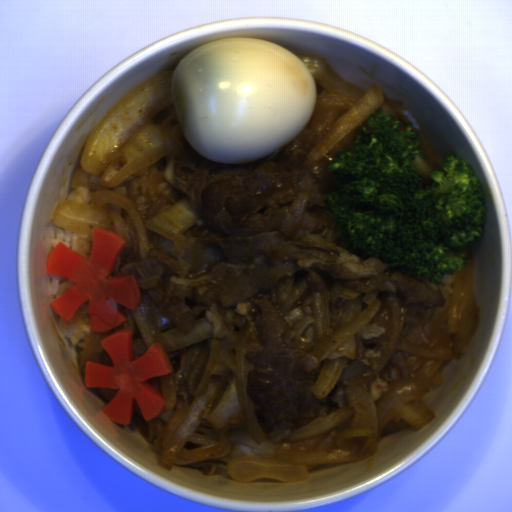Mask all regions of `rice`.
Masks as SVG:
<instances>
[{
  "label": "rice",
  "instance_id": "023b6e5f",
  "mask_svg": "<svg viewBox=\"0 0 512 512\" xmlns=\"http://www.w3.org/2000/svg\"><path fill=\"white\" fill-rule=\"evenodd\" d=\"M59 243H63L67 247L75 250L86 259L91 256L92 245L88 235L59 227L56 228L55 238L52 240L53 249Z\"/></svg>",
  "mask_w": 512,
  "mask_h": 512
},
{
  "label": "rice",
  "instance_id": "acb35da6",
  "mask_svg": "<svg viewBox=\"0 0 512 512\" xmlns=\"http://www.w3.org/2000/svg\"><path fill=\"white\" fill-rule=\"evenodd\" d=\"M93 199V193L85 186L71 187L67 195V201L72 200L83 204H89Z\"/></svg>",
  "mask_w": 512,
  "mask_h": 512
},
{
  "label": "rice",
  "instance_id": "652b925c",
  "mask_svg": "<svg viewBox=\"0 0 512 512\" xmlns=\"http://www.w3.org/2000/svg\"><path fill=\"white\" fill-rule=\"evenodd\" d=\"M60 330L75 345L87 337L91 331L89 302H85L70 321L61 316L58 319Z\"/></svg>",
  "mask_w": 512,
  "mask_h": 512
},
{
  "label": "rice",
  "instance_id": "b023fe2a",
  "mask_svg": "<svg viewBox=\"0 0 512 512\" xmlns=\"http://www.w3.org/2000/svg\"><path fill=\"white\" fill-rule=\"evenodd\" d=\"M229 458H238L248 455H264V453L253 449L245 444L235 443L228 451ZM265 456V455H264Z\"/></svg>",
  "mask_w": 512,
  "mask_h": 512
},
{
  "label": "rice",
  "instance_id": "8eca5e8b",
  "mask_svg": "<svg viewBox=\"0 0 512 512\" xmlns=\"http://www.w3.org/2000/svg\"><path fill=\"white\" fill-rule=\"evenodd\" d=\"M49 284L51 294L55 297V299L74 286V282L68 278L51 273L49 275Z\"/></svg>",
  "mask_w": 512,
  "mask_h": 512
}]
</instances>
